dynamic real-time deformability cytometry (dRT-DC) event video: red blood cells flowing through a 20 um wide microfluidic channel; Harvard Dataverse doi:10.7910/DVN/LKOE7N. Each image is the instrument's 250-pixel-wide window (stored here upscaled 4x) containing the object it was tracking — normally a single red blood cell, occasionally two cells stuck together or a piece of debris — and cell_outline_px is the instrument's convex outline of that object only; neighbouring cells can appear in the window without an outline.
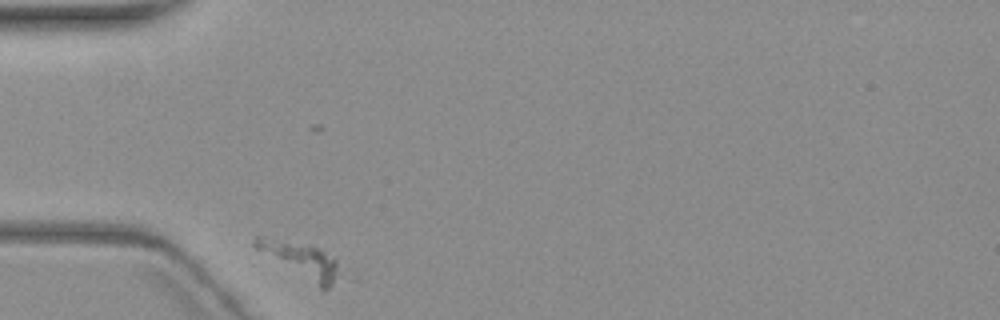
{"species": "common noctule bat (a hibernating species)", "species_latin": "Nyctalus noctula", "temperature_condition": "warm", "stored_images_in_passage": 2, "camera_frame_rate_fps": 3000, "um_per_image_px": 0.085, "animal": {"sex": "female", "body_mass_g": 19.3, "forearm_length_mm": 54.1}, "frame": {"image": 1, "passage_image": 1, "time_ms": 0.0, "image_size_px": [1000, 320], "cell_outline_px": [[336, 272], [328, 288], [320, 288], [256, 248], [252, 244], [252, 240], [256, 236], [264, 236], [312, 244], [336, 260]], "centroid_in_image_um": [25.48, 22.01], "position_along_channel_um": 59.5, "area_um2": 16.42}}